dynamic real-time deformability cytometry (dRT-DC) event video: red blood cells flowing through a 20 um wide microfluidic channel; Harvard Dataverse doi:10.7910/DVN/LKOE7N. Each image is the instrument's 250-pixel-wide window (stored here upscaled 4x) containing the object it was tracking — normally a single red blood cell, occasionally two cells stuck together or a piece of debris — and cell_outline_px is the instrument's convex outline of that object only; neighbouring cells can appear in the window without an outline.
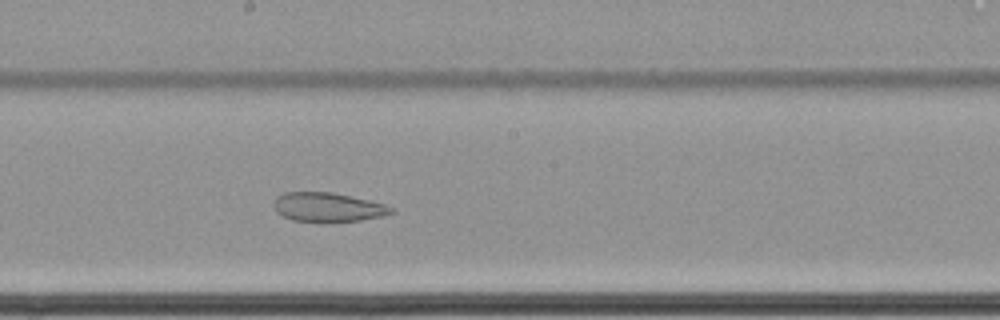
{"species": "common noctule bat (a hibernating species)", "species_latin": "Nyctalus noctula", "temperature_condition": "cold", "stored_images_in_passage": 51, "camera_frame_rate_fps": 3000, "um_per_image_px": 0.085, "animal": {"sex": "female", "body_mass_g": 22.7, "forearm_length_mm": 54.2}, "frame": {"image": 1, "passage_image": 25, "time_ms": 8.0, "image_size_px": [1000, 320], "cell_outline_px": [[396, 212], [384, 216], [360, 220], [292, 220], [276, 212], [272, 204], [276, 196], [284, 192], [332, 192], [368, 200], [384, 204], [396, 208]], "centroid_in_image_um": [27.88, 17.58], "position_along_channel_um": 220.3, "area_um2": 19.65}}
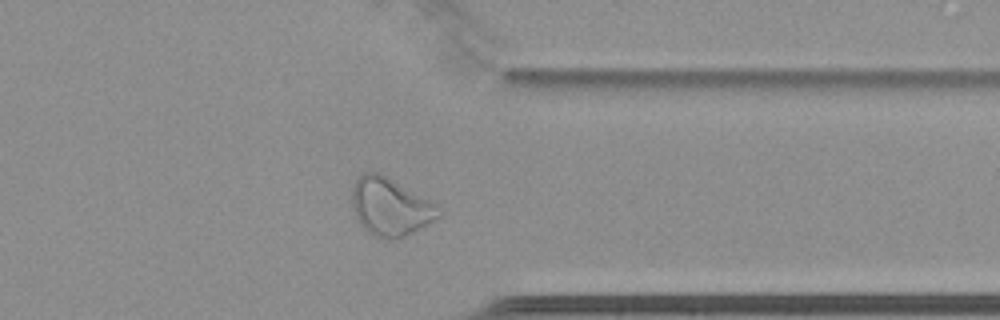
{"frame": {"image": 2, "passage_image": 39, "time_ms": 12.667, "image_size_px": [1000, 320], "cell_outline_px": [[444, 212], [440, 216], [428, 224], [404, 236], [392, 240], [384, 240], [372, 236], [360, 224], [356, 216], [352, 204], [352, 184], [364, 172], [376, 172], [388, 176], [436, 204]], "centroid_in_image_um": [33.17, 17.59], "position_along_channel_um": 378.2, "area_um2": 29.3}}
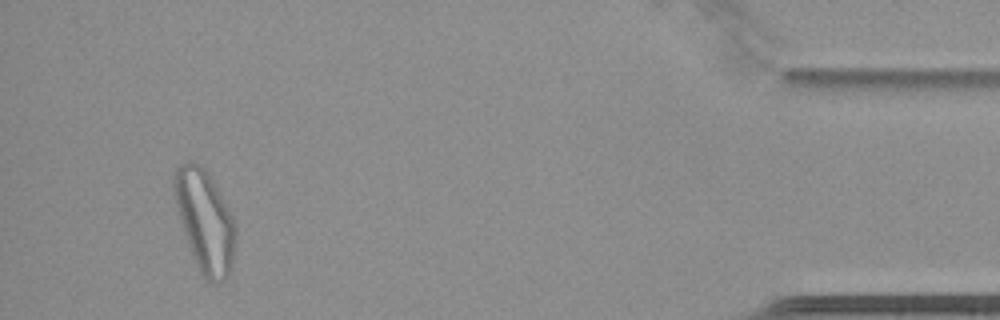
{"frame": {"image": 3, "passage_image": 48, "time_ms": 15.667, "image_size_px": [1000, 320], "cell_outline_px": [[236, 240], [232, 264], [228, 276], [224, 280], [216, 284], [212, 284], [204, 280], [192, 256], [180, 220], [172, 192], [172, 172], [180, 164], [188, 160], [192, 160], [200, 164], [208, 172], [228, 208], [232, 216], [236, 228]], "centroid_in_image_um": [17.39, 18.78], "position_along_channel_um": 417.8, "area_um2": 36.93}, "authors_computed_cell_mechanics": {"area_um2": 28.611, "velocity_mm_per_s": 3.4217, "shape_relaxation_time_tau1_ms": null, "shape_relaxation_time_tau2_ms": 2.6725, "deformation_change_tau1": null, "deformation_change_tau2": 0.0846}}